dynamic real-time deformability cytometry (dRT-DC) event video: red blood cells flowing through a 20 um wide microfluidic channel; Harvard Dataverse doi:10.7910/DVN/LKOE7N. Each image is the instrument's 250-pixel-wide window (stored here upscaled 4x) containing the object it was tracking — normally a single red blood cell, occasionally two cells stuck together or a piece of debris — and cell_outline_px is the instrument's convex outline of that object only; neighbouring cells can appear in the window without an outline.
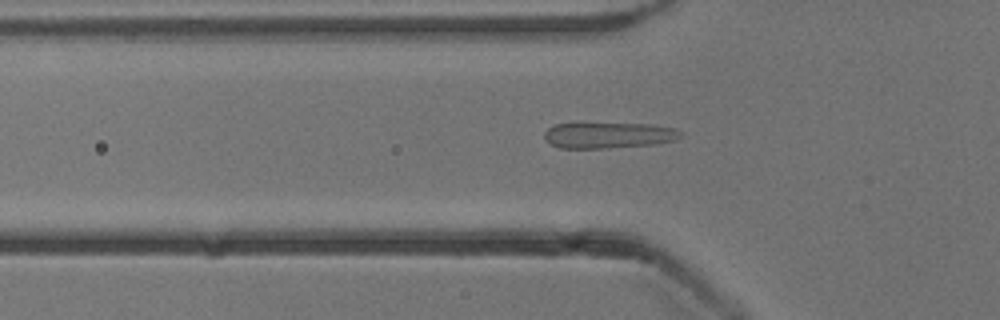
{"species": "common noctule bat (a hibernating species)", "species_latin": "Nyctalus noctula", "temperature_condition": "cold", "stored_images_in_passage": 40, "camera_frame_rate_fps": 3000, "um_per_image_px": 0.085, "animal": {"sex": "male", "body_mass_g": 13.3}, "frame": {"image": 1, "passage_image": 5, "time_ms": 1.333, "image_size_px": [1000, 320], "cell_outline_px": [[680, 136], [676, 140], [656, 144], [604, 148], [560, 148], [544, 140], [544, 132], [548, 128], [556, 124], [580, 120], [652, 124], [676, 128], [680, 132]], "centroid_in_image_um": [51.66, 11.43], "position_along_channel_um": 74.1, "area_um2": 21.79}}
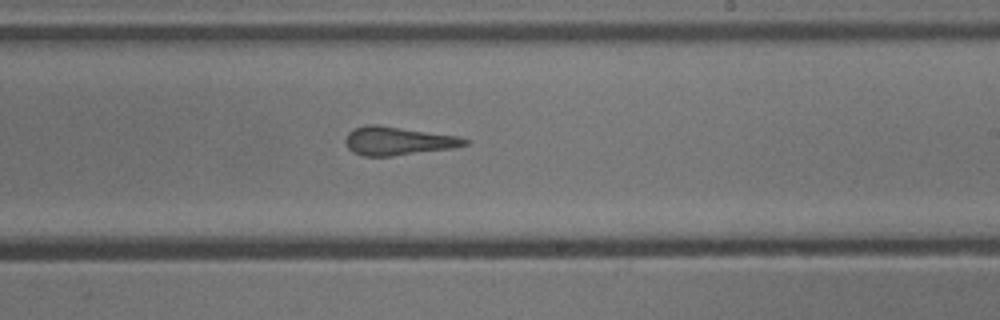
{"frame": {"image": 2, "passage_image": 19, "time_ms": 6.0, "image_size_px": [1000, 320], "cell_outline_px": [[472, 140], [468, 144], [452, 148], [392, 156], [364, 156], [352, 152], [348, 148], [344, 140], [348, 132], [364, 124], [380, 124], [460, 136]], "centroid_in_image_um": [33.84, 11.96], "position_along_channel_um": 255.2, "area_um2": 20.11}}
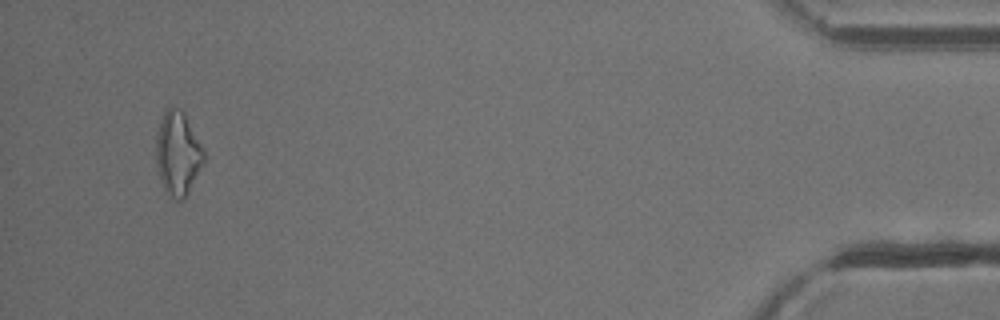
{"frame": {"image": 3, "passage_image": 38, "time_ms": 12.333, "image_size_px": [1000, 320], "cell_outline_px": [[204, 160], [184, 200], [176, 200], [168, 196], [160, 180], [156, 164], [156, 136], [160, 120], [164, 108], [172, 104], [180, 108], [184, 112], [204, 148]], "centroid_in_image_um": [15.09, 12.98], "position_along_channel_um": 420.1, "area_um2": 23.64}, "authors_computed_cell_mechanics": {"area_um2": 20.2589, "velocity_mm_per_s": 3.8485, "shape_relaxation_time_tau1_ms": null, "shape_relaxation_time_tau2_ms": 1.7137, "deformation_change_tau1": null, "deformation_change_tau2": 0.1066}}